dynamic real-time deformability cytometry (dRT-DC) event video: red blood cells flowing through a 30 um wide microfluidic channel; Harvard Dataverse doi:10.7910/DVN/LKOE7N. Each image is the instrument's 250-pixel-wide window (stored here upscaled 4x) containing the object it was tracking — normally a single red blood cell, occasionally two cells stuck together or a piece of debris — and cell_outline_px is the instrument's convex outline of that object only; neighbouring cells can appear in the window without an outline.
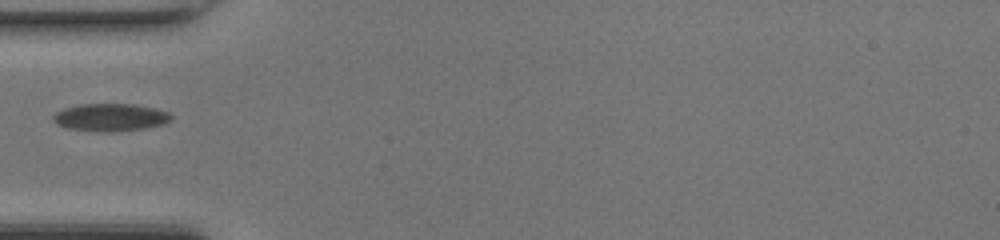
{"species": "common noctule bat (a hibernating species)", "species_latin": "Nyctalus noctula", "temperature_condition": "room temperature", "stored_images_in_passage": 34, "camera_frame_rate_fps": 3000, "um_per_image_px": 0.085, "animal": {"sex": "female", "body_mass_g": 17.0, "forearm_length_mm": 48.0}, "frame": {"image": 1, "passage_image": 1, "time_ms": 0.0, "image_size_px": [1000, 240], "cell_outline_px": [[172, 120], [164, 124], [144, 128], [108, 132], [104, 132], [68, 128], [56, 124], [52, 120], [52, 116], [56, 112], [64, 108], [80, 104], [136, 104], [156, 108], [168, 112], [172, 116]], "centroid_in_image_um": [9.39, 9.96], "position_along_channel_um": 75.6, "area_um2": 19.02}}
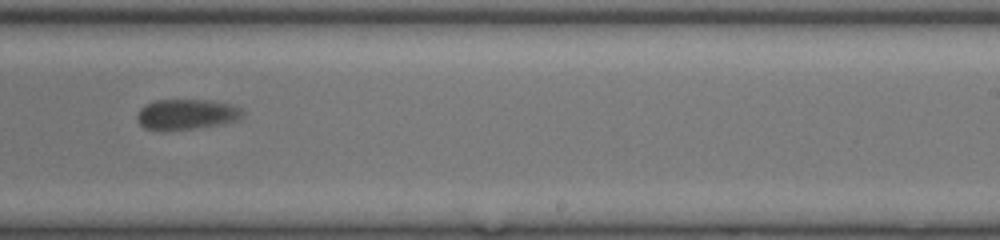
{"frame": {"image": 2, "passage_image": 15, "time_ms": 4.667, "image_size_px": [1000, 240], "cell_outline_px": [[244, 112], [240, 120], [224, 124], [196, 128], [160, 132], [144, 128], [136, 120], [136, 116], [140, 108], [144, 104], [156, 100], [208, 100], [232, 104], [240, 108]], "centroid_in_image_um": [15.83, 9.74], "position_along_channel_um": 273.2, "area_um2": 19.25}}
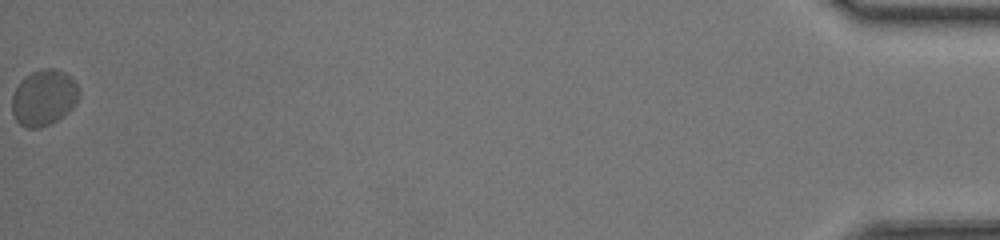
{"frame": {"image": 3, "passage_image": 34, "time_ms": 11.0, "image_size_px": [1000, 240], "cell_outline_px": [[80, 96], [72, 108], [68, 112], [56, 120], [40, 128], [24, 128], [16, 120], [12, 112], [12, 96], [20, 80], [24, 76], [32, 72], [44, 68], [52, 68], [64, 72], [72, 76], [80, 92]], "centroid_in_image_um": [3.72, 8.29], "position_along_channel_um": 431.5, "area_um2": 21.96}}